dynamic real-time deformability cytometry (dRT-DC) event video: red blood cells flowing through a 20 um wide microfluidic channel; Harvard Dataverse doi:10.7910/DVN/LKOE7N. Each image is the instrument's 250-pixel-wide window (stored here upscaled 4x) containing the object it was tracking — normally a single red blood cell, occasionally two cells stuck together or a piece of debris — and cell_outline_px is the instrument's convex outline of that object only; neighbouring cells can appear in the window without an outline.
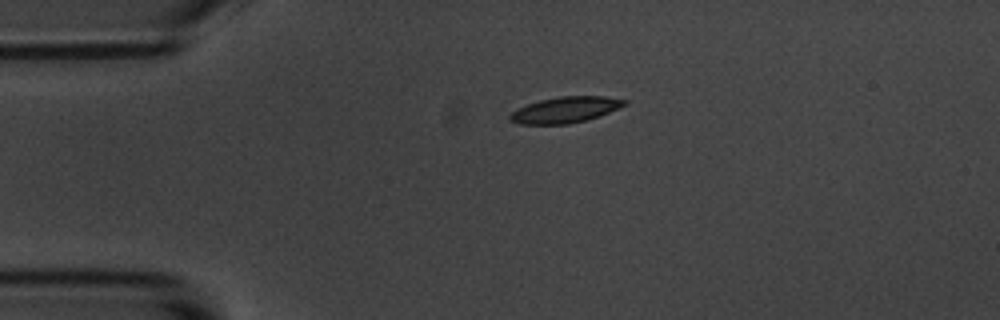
{"species": "common noctule bat (a hibernating species)", "species_latin": "Nyctalus noctula", "temperature_condition": "room temperature", "stored_images_in_passage": 46, "camera_frame_rate_fps": 3000, "um_per_image_px": 0.085, "animal": {"sex": "male", "body_mass_g": 20.1, "forearm_length_mm": 53.5}, "frame": {"image": 1, "passage_image": 1, "time_ms": 0.0, "image_size_px": [1000, 320], "cell_outline_px": [[628, 104], [600, 116], [568, 124], [520, 124], [508, 120], [508, 116], [512, 112], [528, 104], [540, 100], [560, 96], [604, 96], [628, 100]], "centroid_in_image_um": [48.07, 9.33], "position_along_channel_um": 36.9, "area_um2": 17.28}}
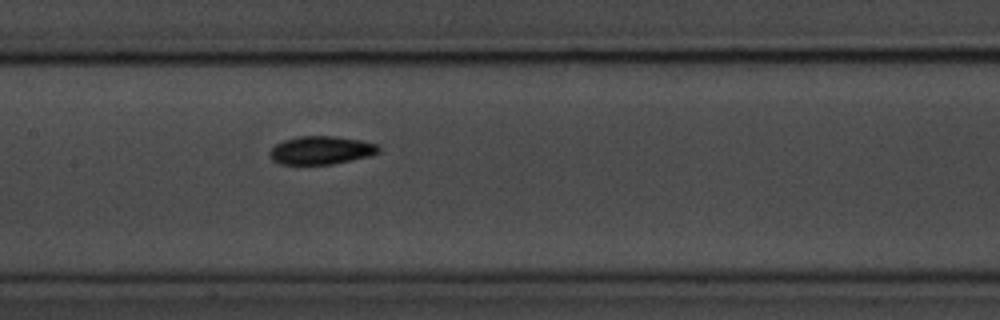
{"frame": {"image": 2, "passage_image": 16, "time_ms": 5.0, "image_size_px": [1000, 320], "cell_outline_px": [[380, 152], [372, 156], [332, 164], [280, 164], [272, 160], [268, 156], [268, 152], [276, 144], [284, 140], [296, 136], [336, 136], [360, 140], [376, 144], [380, 148]], "centroid_in_image_um": [27.29, 12.77], "position_along_channel_um": 180.1, "area_um2": 18.09}}
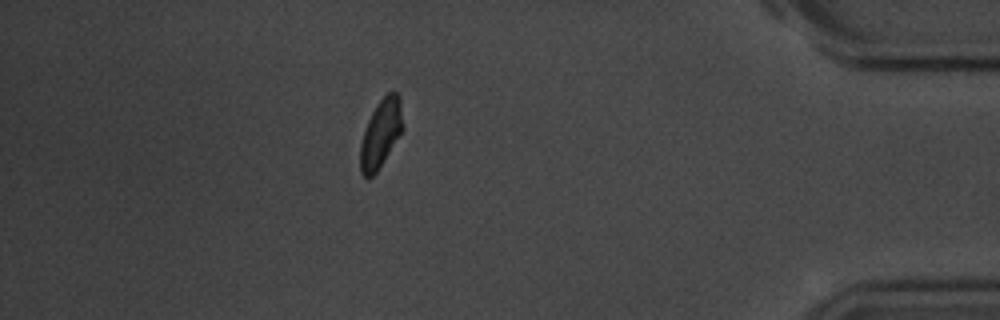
{"frame": {"image": 3, "passage_image": 39, "time_ms": 12.667, "image_size_px": [1000, 320], "cell_outline_px": [[404, 128], [376, 172], [368, 180], [360, 172], [360, 144], [368, 120], [376, 104], [388, 92], [396, 92], [400, 96]], "centroid_in_image_um": [32.37, 11.34], "position_along_channel_um": 402.8, "area_um2": 16.82}, "authors_computed_cell_mechanics": {"area_um2": 17.34, "velocity_mm_per_s": 3.4788, "shape_relaxation_time_tau1_ms": 2.1919, "shape_relaxation_time_tau2_ms": 6.5637, "deformation_change_tau1": 0.1201, "deformation_change_tau2": 0.0729}}